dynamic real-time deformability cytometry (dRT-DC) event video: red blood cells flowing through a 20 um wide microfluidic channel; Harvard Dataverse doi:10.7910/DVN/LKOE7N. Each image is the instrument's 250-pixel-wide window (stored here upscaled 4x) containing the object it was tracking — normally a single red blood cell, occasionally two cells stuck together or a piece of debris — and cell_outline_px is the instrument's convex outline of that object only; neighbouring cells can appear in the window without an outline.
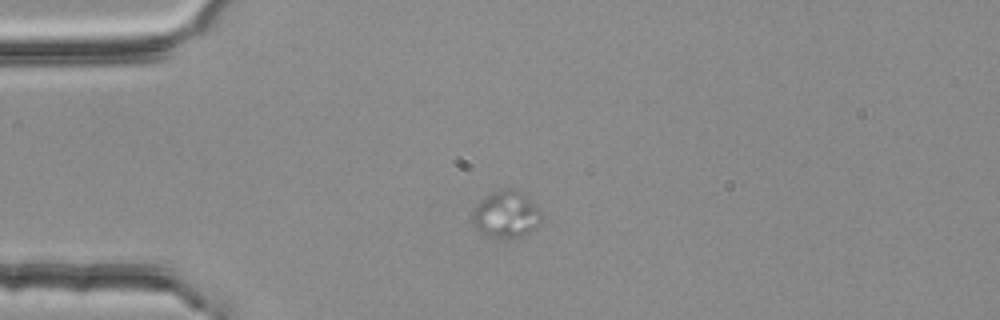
{"species": "common noctule bat (a hibernating species)", "species_latin": "Nyctalus noctula", "temperature_condition": "room temperature", "stored_images_in_passage": 2, "camera_frame_rate_fps": 3000, "um_per_image_px": 0.085, "animal": {"sex": "female", "body_mass_g": 25.1}, "frame": {"image": 1, "passage_image": 1, "time_ms": 0.0, "image_size_px": [1000, 320], "cell_outline_px": [[544, 216], [536, 228], [520, 236], [508, 240], [484, 236], [472, 224], [472, 208], [480, 200], [500, 188], [516, 188], [524, 192], [528, 196]], "centroid_in_image_um": [43.01, 18.22], "position_along_channel_um": 42.0, "area_um2": 19.54}}